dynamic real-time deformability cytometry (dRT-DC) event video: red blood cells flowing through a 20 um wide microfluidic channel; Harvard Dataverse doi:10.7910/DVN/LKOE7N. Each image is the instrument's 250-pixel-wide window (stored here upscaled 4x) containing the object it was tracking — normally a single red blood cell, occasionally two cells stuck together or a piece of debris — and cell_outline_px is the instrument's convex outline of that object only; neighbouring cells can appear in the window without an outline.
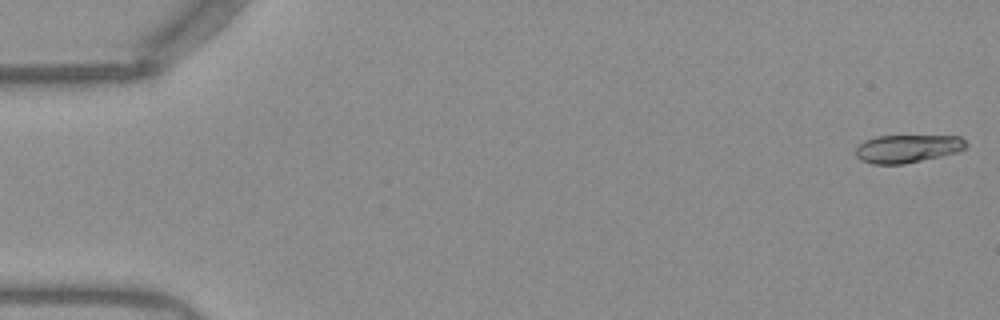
{"species": "Egyptian fruit bat (a non-hibernating species)", "species_latin": "Rousettus aegyptiacus", "temperature_condition": "warm", "stored_images_in_passage": 51, "camera_frame_rate_fps": 3000, "um_per_image_px": 0.085, "frame": {"image": 1, "passage_image": 1, "time_ms": 0.0, "image_size_px": [1000, 320], "cell_outline_px": [[968, 144], [960, 152], [904, 164], [872, 164], [860, 160], [856, 156], [856, 148], [864, 140], [876, 136], [960, 136]], "centroid_in_image_um": [77.13, 12.64], "position_along_channel_um": 7.9, "area_um2": 18.09}}
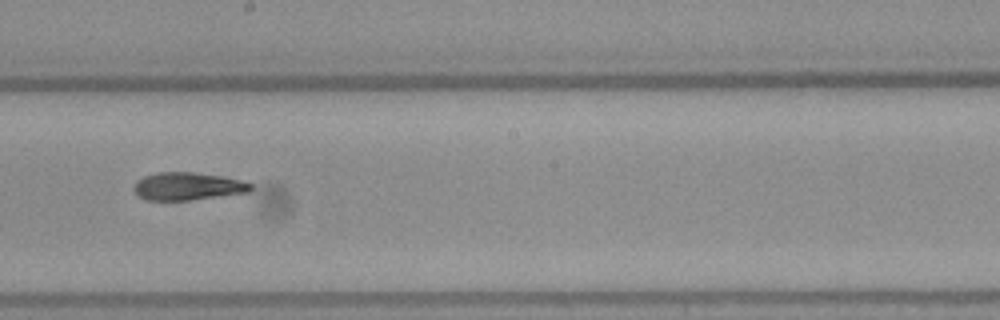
{"frame": {"image": 2, "passage_image": 29, "time_ms": 9.333, "image_size_px": [1000, 320], "cell_outline_px": [[252, 188], [248, 192], [188, 200], [144, 200], [132, 188], [136, 180], [144, 176], [160, 172], [196, 172], [224, 176], [240, 180], [252, 184]], "centroid_in_image_um": [15.93, 15.82], "position_along_channel_um": 232.3, "area_um2": 18.84}}
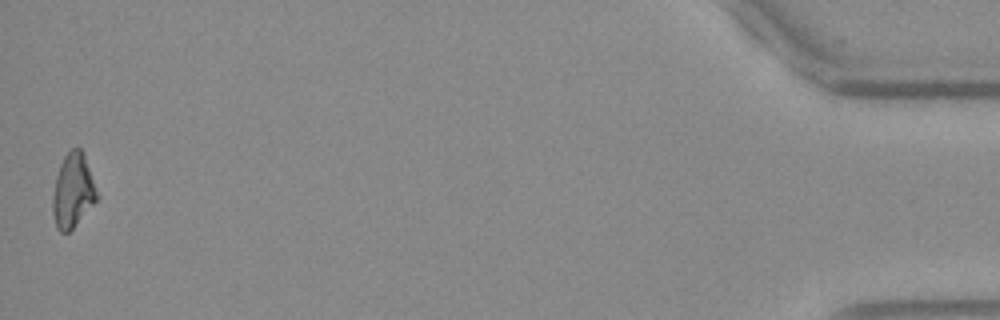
{"frame": {"image": 3, "passage_image": 51, "time_ms": 16.667, "image_size_px": [1000, 320], "cell_outline_px": [[100, 196], [72, 228], [68, 232], [60, 232], [56, 228], [52, 212], [52, 196], [56, 176], [60, 164], [64, 156], [72, 148], [80, 148], [84, 156]], "centroid_in_image_um": [6.18, 16.22], "position_along_channel_um": 429.0, "area_um2": 18.96}, "authors_computed_cell_mechanics": {"area_um2": 19.1318, "velocity_mm_per_s": 3.9591, "shape_relaxation_time_tau1_ms": 9.7634, "shape_relaxation_time_tau2_ms": 9.2413, "deformation_change_tau1": 0.2908, "deformation_change_tau2": 0.1449}}